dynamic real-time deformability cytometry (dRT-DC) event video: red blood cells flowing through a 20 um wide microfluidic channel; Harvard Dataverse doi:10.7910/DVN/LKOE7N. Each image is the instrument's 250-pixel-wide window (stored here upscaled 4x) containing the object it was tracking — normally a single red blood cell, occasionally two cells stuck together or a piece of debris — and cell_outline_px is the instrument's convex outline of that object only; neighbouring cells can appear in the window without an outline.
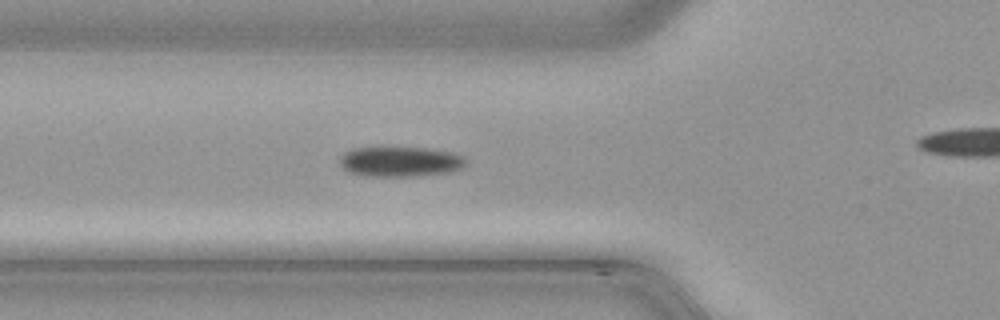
{"species": "common noctule bat (a hibernating species)", "species_latin": "Nyctalus noctula", "temperature_condition": "cold", "stored_images_in_passage": 21, "camera_frame_rate_fps": 3000, "um_per_image_px": 0.085, "animal": {"sex": "male", "body_mass_g": 21.5, "forearm_length_mm": 52.0}, "frame": {"image": 1, "passage_image": 8, "time_ms": 2.333, "image_size_px": [1000, 320], "cell_outline_px": [[468, 160], [460, 168], [448, 172], [416, 176], [364, 176], [348, 172], [340, 164], [340, 156], [344, 152], [352, 148], [424, 148], [452, 152], [464, 156]], "centroid_in_image_um": [34.0, 13.74], "position_along_channel_um": 91.8, "area_um2": 22.02}}
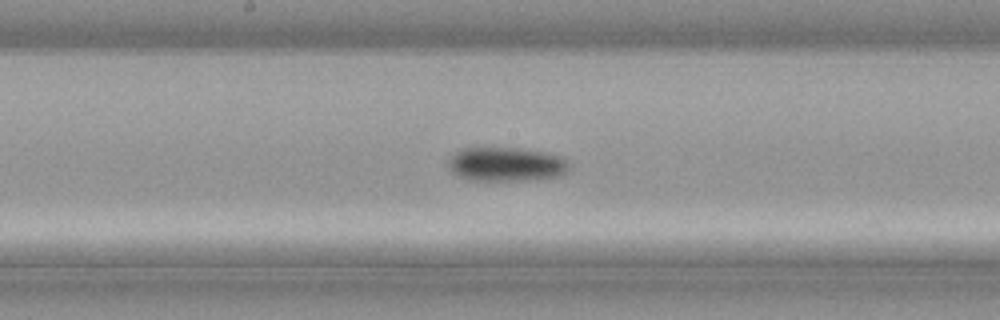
{"frame": {"image": 2, "passage_image": 16, "time_ms": 5.0, "image_size_px": [1000, 320], "cell_outline_px": [[572, 168], [568, 172], [560, 176], [528, 180], [472, 180], [456, 176], [448, 168], [448, 160], [460, 148], [476, 144], [484, 144], [524, 148], [544, 152], [568, 160]], "centroid_in_image_um": [42.97, 13.9], "position_along_channel_um": 205.2, "area_um2": 25.26}}
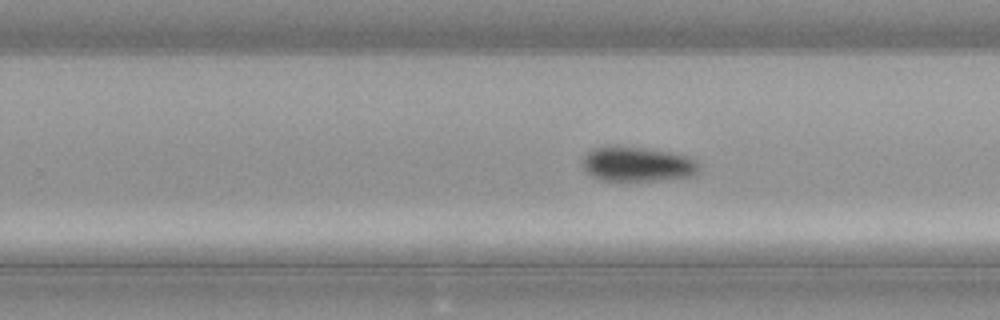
{"frame": {"image": 3, "passage_image": 21, "time_ms": 6.667, "image_size_px": [1000, 320], "cell_outline_px": [[700, 168], [692, 176], [664, 180], [600, 180], [592, 176], [584, 168], [580, 160], [584, 152], [592, 148], [604, 144], [620, 144], [648, 148], [688, 156], [700, 164]], "centroid_in_image_um": [54.09, 13.9], "position_along_channel_um": 275.7, "area_um2": 24.33}}